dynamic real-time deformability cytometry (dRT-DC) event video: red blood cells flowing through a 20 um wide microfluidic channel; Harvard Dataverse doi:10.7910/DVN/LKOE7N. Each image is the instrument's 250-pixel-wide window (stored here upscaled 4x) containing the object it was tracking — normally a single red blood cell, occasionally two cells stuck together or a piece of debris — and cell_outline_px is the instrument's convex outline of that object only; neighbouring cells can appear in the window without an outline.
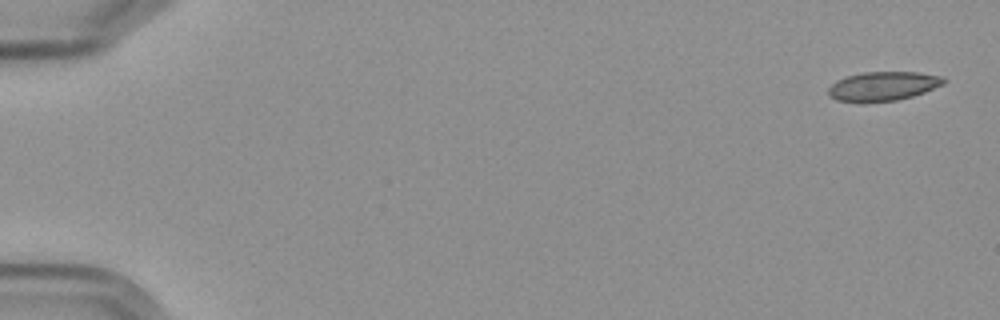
{"species": "Egyptian fruit bat (a non-hibernating species)", "species_latin": "Rousettus aegyptiacus", "temperature_condition": "cold", "stored_images_in_passage": 4, "camera_frame_rate_fps": 3000, "um_per_image_px": 0.085, "frame": {"image": 1, "passage_image": 1, "time_ms": 0.0, "image_size_px": [1000, 320], "cell_outline_px": [[948, 80], [944, 84], [924, 92], [912, 96], [896, 100], [860, 104], [836, 100], [828, 96], [828, 88], [836, 80], [844, 76], [864, 72], [920, 72], [944, 76]], "centroid_in_image_um": [75.03, 7.34], "position_along_channel_um": 10.0, "area_um2": 20.17}}